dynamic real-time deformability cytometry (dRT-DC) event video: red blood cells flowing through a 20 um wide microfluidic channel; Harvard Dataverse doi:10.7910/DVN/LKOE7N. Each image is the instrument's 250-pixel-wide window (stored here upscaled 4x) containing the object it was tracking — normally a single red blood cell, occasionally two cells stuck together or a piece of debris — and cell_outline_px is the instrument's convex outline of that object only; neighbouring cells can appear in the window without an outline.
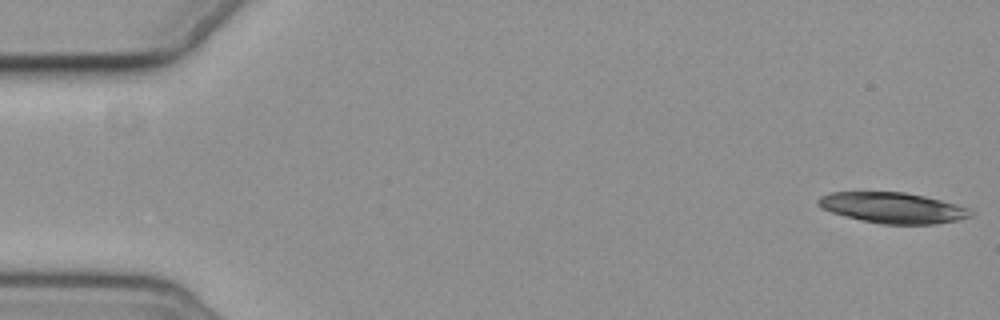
{"species": "common noctule bat (a hibernating species)", "species_latin": "Nyctalus noctula", "temperature_condition": "cold", "stored_images_in_passage": 6, "camera_frame_rate_fps": 3000, "um_per_image_px": 0.085, "animal": {"sex": "female", "body_mass_g": 19.3, "forearm_length_mm": 54.1}, "frame": {"image": 1, "passage_image": 1, "time_ms": 0.0, "image_size_px": [1000, 320], "cell_outline_px": [[972, 216], [956, 220], [936, 224], [880, 224], [860, 220], [832, 212], [820, 208], [816, 204], [816, 200], [820, 196], [828, 192], [904, 192], [924, 196], [956, 204], [968, 208], [972, 212]], "centroid_in_image_um": [75.83, 17.66], "position_along_channel_um": 9.2, "area_um2": 27.28}}